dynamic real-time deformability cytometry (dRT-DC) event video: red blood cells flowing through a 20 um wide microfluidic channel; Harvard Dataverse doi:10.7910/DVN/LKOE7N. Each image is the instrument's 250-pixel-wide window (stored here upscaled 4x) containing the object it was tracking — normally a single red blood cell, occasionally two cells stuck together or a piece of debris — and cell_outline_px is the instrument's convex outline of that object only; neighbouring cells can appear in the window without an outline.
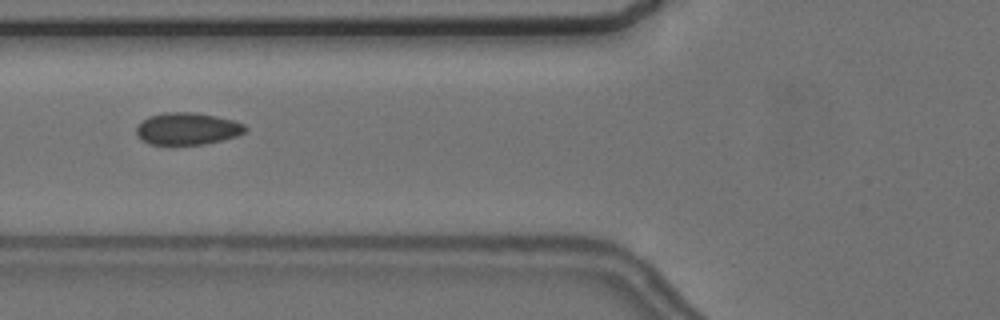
{"species": "common noctule bat (a hibernating species)", "species_latin": "Nyctalus noctula", "temperature_condition": "cold", "stored_images_in_passage": 6, "camera_frame_rate_fps": 3000, "um_per_image_px": 0.085, "animal": {"sex": "female", "body_mass_g": 24.6, "forearm_length_mm": 56.2}, "frame": {"image": 1, "passage_image": 4, "time_ms": 3.667, "image_size_px": [1000, 320], "cell_outline_px": [[248, 128], [244, 132], [236, 136], [204, 144], [148, 144], [140, 140], [136, 136], [136, 128], [148, 116], [164, 112], [196, 112], [216, 116], [232, 120], [244, 124]], "centroid_in_image_um": [15.89, 10.93], "position_along_channel_um": 109.9, "area_um2": 20.35}}
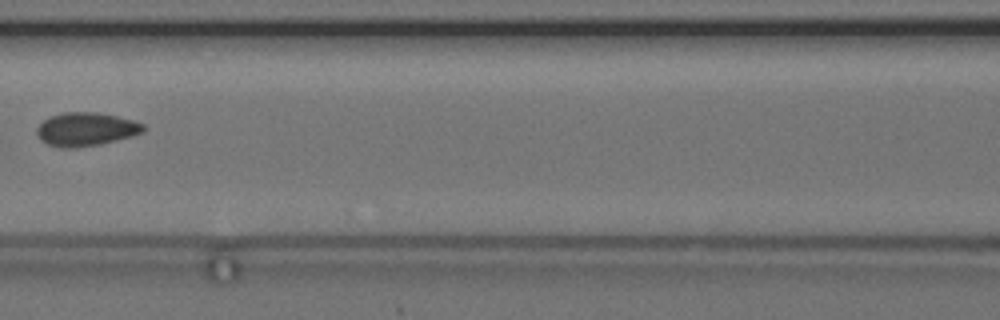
{"frame": {"image": 2, "passage_image": 5, "time_ms": 5.0, "image_size_px": [1000, 320], "cell_outline_px": [[144, 132], [132, 136], [100, 144], [72, 148], [60, 148], [48, 144], [40, 140], [36, 132], [36, 128], [44, 120], [52, 116], [64, 112], [96, 112], [116, 116], [132, 120], [144, 124]], "centroid_in_image_um": [7.29, 10.99], "position_along_channel_um": 159.3, "area_um2": 20.69}}